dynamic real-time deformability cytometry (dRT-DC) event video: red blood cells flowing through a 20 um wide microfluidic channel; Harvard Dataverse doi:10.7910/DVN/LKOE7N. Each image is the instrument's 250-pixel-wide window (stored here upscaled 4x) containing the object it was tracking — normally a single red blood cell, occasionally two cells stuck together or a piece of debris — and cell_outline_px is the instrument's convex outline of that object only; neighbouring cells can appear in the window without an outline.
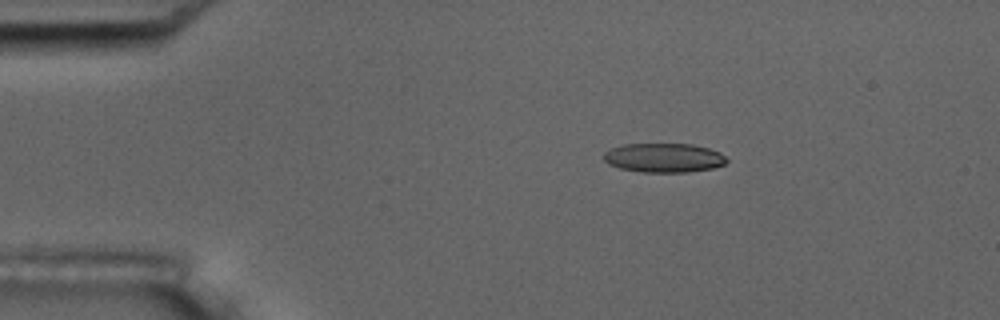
{"species": "common noctule bat (a hibernating species)", "species_latin": "Nyctalus noctula", "temperature_condition": "room temperature", "stored_images_in_passage": 6, "camera_frame_rate_fps": 3000, "um_per_image_px": 0.085, "animal": {"sex": "male", "body_mass_g": 17.5, "forearm_length_mm": 52.3}, "frame": {"image": 1, "passage_image": 3, "time_ms": 2.333, "image_size_px": [1000, 320], "cell_outline_px": [[728, 160], [724, 164], [712, 168], [688, 172], [644, 172], [620, 168], [608, 164], [604, 160], [604, 152], [612, 148], [624, 144], [692, 144], [708, 148], [720, 152]], "centroid_in_image_um": [56.42, 13.41], "position_along_channel_um": 28.6, "area_um2": 20.81}}
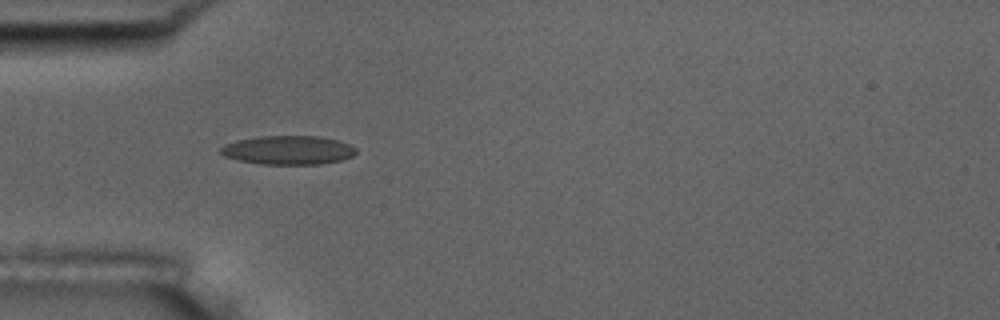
{"frame": {"image": 2, "passage_image": 5, "time_ms": 4.667, "image_size_px": [1000, 320], "cell_outline_px": [[356, 152], [352, 156], [340, 160], [320, 164], [260, 164], [240, 160], [224, 156], [220, 152], [220, 148], [224, 144], [236, 140], [260, 136], [316, 136], [336, 140], [348, 144], [356, 148]], "centroid_in_image_um": [24.46, 12.76], "position_along_channel_um": 60.5, "area_um2": 22.6}}